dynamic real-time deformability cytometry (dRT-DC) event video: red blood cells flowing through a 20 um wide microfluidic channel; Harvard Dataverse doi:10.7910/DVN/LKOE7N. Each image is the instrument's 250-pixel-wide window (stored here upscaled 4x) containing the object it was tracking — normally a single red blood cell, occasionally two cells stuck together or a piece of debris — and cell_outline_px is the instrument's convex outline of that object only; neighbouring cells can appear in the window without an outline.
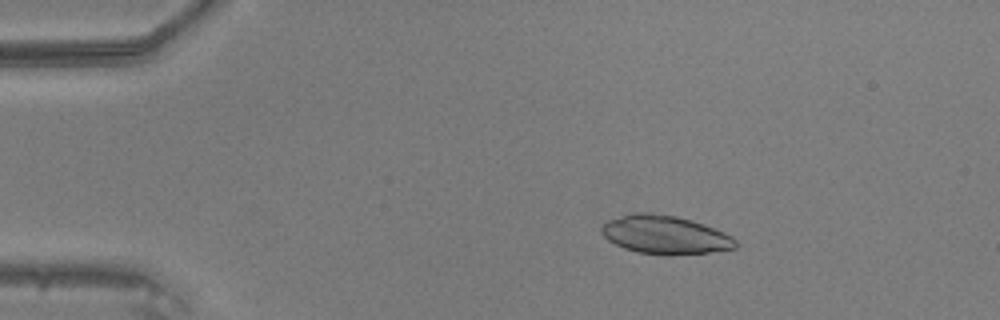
{"species": "common noctule bat (a hibernating species)", "species_latin": "Nyctalus noctula", "temperature_condition": "warm", "stored_images_in_passage": 21, "camera_frame_rate_fps": 3000, "um_per_image_px": 0.085, "animal": {"sex": "male", "body_mass_g": 20.5, "forearm_length_mm": 52.5}, "frame": {"image": 1, "passage_image": 8, "time_ms": 2.333, "image_size_px": [1000, 320], "cell_outline_px": [[736, 248], [708, 252], [668, 256], [640, 252], [624, 248], [608, 240], [600, 232], [600, 228], [608, 220], [632, 212], [652, 212], [676, 216], [692, 220], [732, 236], [736, 240]], "centroid_in_image_um": [56.49, 19.95], "position_along_channel_um": 28.5, "area_um2": 30.0}}
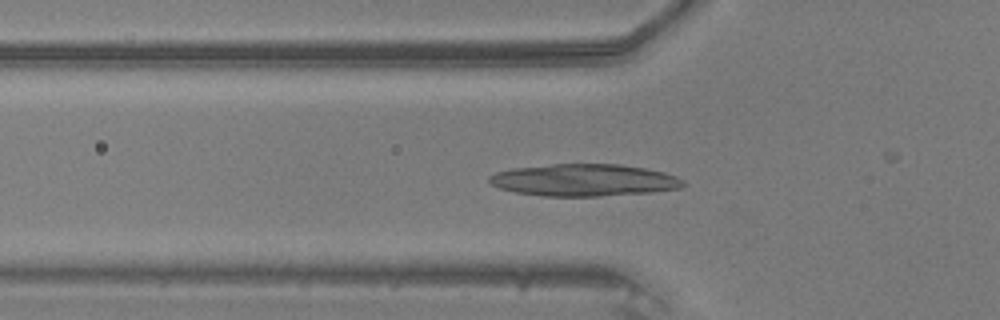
{"frame": {"image": 2, "passage_image": 16, "time_ms": 5.0, "image_size_px": [1000, 320], "cell_outline_px": [[684, 184], [680, 188], [652, 192], [600, 196], [544, 196], [516, 192], [500, 188], [492, 184], [488, 180], [488, 176], [496, 172], [512, 168], [552, 164], [620, 164], [644, 168], [664, 172], [676, 176], [684, 180]], "centroid_in_image_um": [49.64, 15.3], "position_along_channel_um": 76.2, "area_um2": 36.24}}
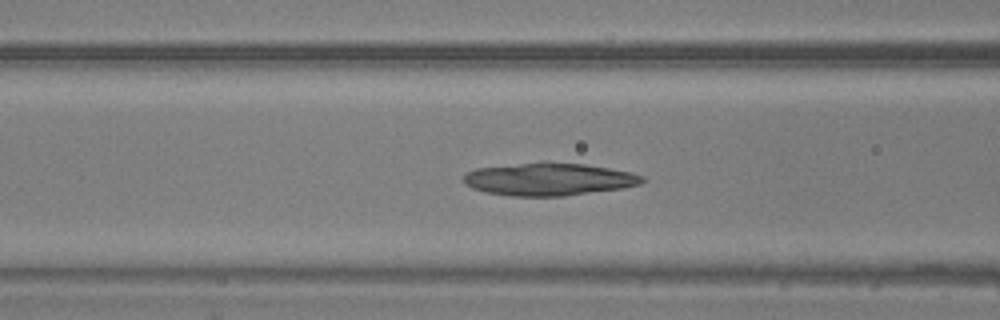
{"frame": {"image": 3, "passage_image": 19, "time_ms": 6.0, "image_size_px": [1000, 320], "cell_outline_px": [[648, 180], [640, 184], [620, 188], [564, 196], [512, 196], [488, 192], [472, 188], [464, 184], [464, 176], [468, 172], [476, 168], [540, 160], [544, 160], [584, 164], [632, 172], [644, 176]], "centroid_in_image_um": [46.66, 15.2], "position_along_channel_um": 119.9, "area_um2": 34.45}}